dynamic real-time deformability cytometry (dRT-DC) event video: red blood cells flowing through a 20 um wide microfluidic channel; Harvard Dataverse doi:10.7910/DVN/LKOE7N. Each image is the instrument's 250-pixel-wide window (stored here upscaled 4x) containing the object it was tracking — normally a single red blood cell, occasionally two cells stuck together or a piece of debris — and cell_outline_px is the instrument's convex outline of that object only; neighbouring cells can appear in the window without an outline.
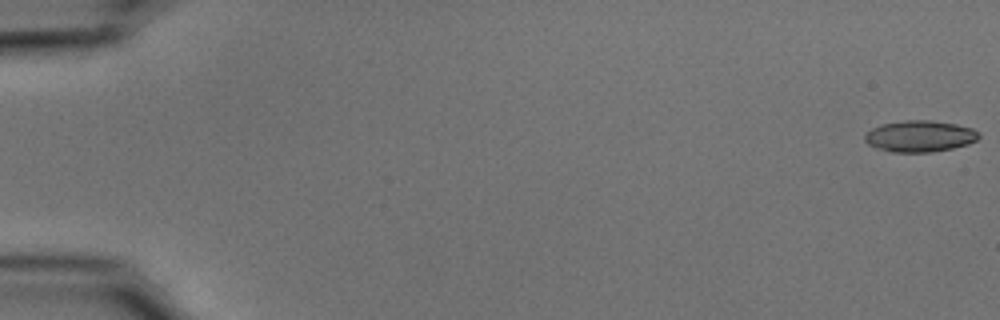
{"species": "common noctule bat (a hibernating species)", "species_latin": "Nyctalus noctula", "temperature_condition": "cold", "stored_images_in_passage": 22, "camera_frame_rate_fps": 3000, "um_per_image_px": 0.085, "animal": {"sex": "male", "body_mass_g": 15.6}, "frame": {"image": 1, "passage_image": 1, "time_ms": 0.0, "image_size_px": [1000, 320], "cell_outline_px": [[980, 136], [976, 140], [968, 144], [952, 148], [932, 152], [892, 152], [868, 144], [864, 140], [864, 136], [872, 128], [880, 124], [904, 120], [932, 120], [956, 124], [972, 128], [980, 132]], "centroid_in_image_um": [78.2, 11.56], "position_along_channel_um": 6.8, "area_um2": 20.87}}
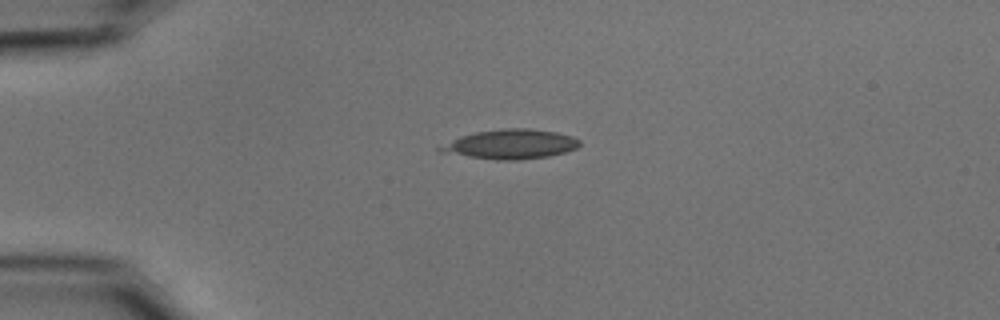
{"frame": {"image": 2, "passage_image": 14, "time_ms": 4.333, "image_size_px": [1000, 320], "cell_outline_px": [[580, 144], [576, 148], [564, 152], [548, 156], [520, 160], [496, 160], [440, 152], [436, 148], [460, 136], [476, 132], [504, 128], [528, 128], [556, 132], [572, 136], [580, 140]], "centroid_in_image_um": [43.41, 12.25], "position_along_channel_um": 41.6, "area_um2": 23.81}}
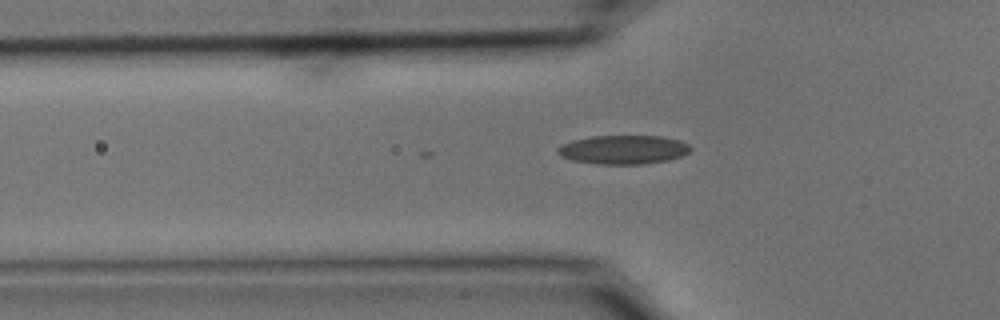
{"frame": {"image": 3, "passage_image": 19, "time_ms": 6.0, "image_size_px": [1000, 320], "cell_outline_px": [[692, 148], [688, 152], [680, 156], [668, 160], [640, 164], [596, 164], [572, 160], [560, 156], [556, 152], [556, 148], [560, 144], [572, 140], [592, 136], [660, 136], [680, 140], [688, 144]], "centroid_in_image_um": [52.93, 12.71], "position_along_channel_um": 72.9, "area_um2": 22.43}}